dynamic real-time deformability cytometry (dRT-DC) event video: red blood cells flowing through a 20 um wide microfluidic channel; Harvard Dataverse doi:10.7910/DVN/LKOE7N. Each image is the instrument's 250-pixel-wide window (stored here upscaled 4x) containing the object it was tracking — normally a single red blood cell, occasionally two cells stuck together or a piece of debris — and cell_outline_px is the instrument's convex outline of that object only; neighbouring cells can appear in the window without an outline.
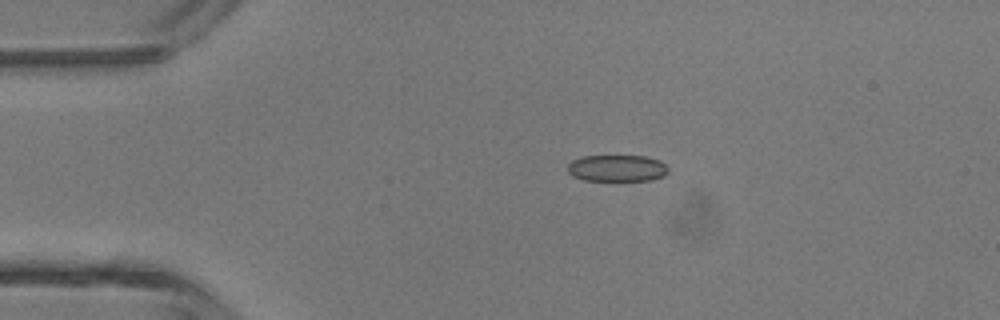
{"species": "common noctule bat (a hibernating species)", "species_latin": "Nyctalus noctula", "temperature_condition": "room temperature", "stored_images_in_passage": 3, "camera_frame_rate_fps": 3000, "um_per_image_px": 0.085, "animal": {"sex": "male", "body_mass_g": 13.3}, "frame": {"image": 1, "passage_image": 2, "time_ms": 0.333, "image_size_px": [1000, 320], "cell_outline_px": [[668, 172], [664, 176], [652, 180], [584, 180], [572, 176], [568, 172], [568, 164], [572, 160], [580, 156], [644, 156], [660, 160], [668, 168]], "centroid_in_image_um": [52.44, 14.29], "position_along_channel_um": 32.6, "area_um2": 15.66}}